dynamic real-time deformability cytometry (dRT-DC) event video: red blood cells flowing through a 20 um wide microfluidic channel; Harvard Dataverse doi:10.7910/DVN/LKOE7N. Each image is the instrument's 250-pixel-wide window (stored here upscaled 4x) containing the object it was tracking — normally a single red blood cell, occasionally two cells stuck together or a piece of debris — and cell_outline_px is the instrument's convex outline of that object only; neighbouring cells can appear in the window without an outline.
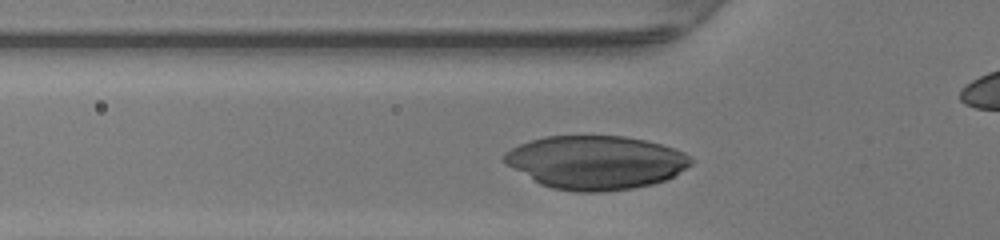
{"species": "human", "species_latin": "Homo sapiens", "temperature_condition": "warm", "stored_images_in_passage": 30, "camera_frame_rate_fps": 3000, "um_per_image_px": 0.085, "donor": {"sex": "female"}, "frame": {"image": 1, "passage_image": 8, "time_ms": 2.333, "image_size_px": [1000, 240], "cell_outline_px": [[696, 160], [692, 164], [668, 180], [652, 184], [632, 188], [600, 192], [580, 192], [552, 188], [540, 184], [508, 164], [504, 160], [504, 152], [520, 144], [544, 136], [624, 136], [644, 140], [660, 144], [684, 152]], "centroid_in_image_um": [50.69, 13.8], "position_along_channel_um": 75.1, "area_um2": 58.03}}
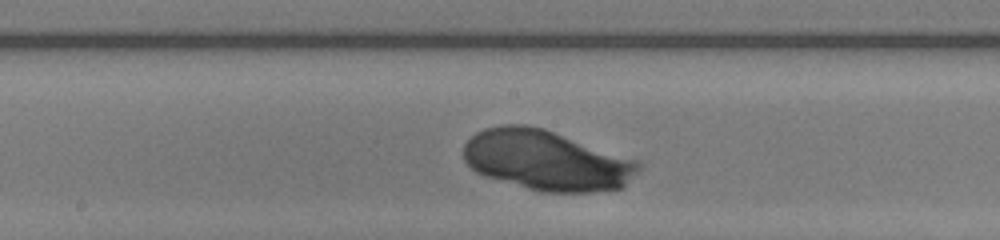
{"frame": {"image": 2, "passage_image": 17, "time_ms": 5.333, "image_size_px": [1000, 240], "cell_outline_px": [[644, 164], [624, 188], [592, 192], [540, 192], [484, 176], [476, 172], [464, 160], [464, 144], [476, 132], [484, 128], [500, 124], [528, 124], [544, 128], [640, 160]], "centroid_in_image_um": [46.49, 13.62], "position_along_channel_um": 201.7, "area_um2": 62.14}}
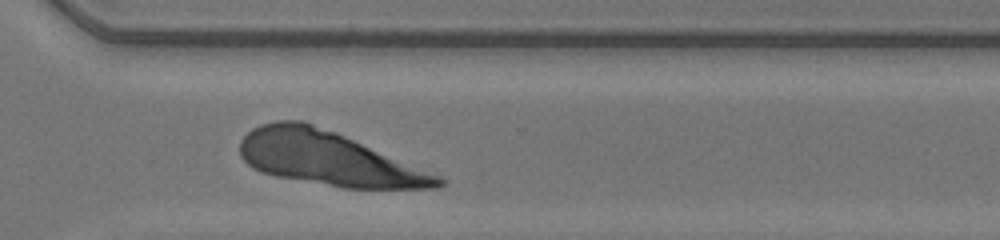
{"frame": {"image": 3, "passage_image": 27, "time_ms": 8.667, "image_size_px": [1000, 240], "cell_outline_px": [[448, 184], [436, 188], [344, 188], [276, 176], [260, 172], [252, 168], [240, 156], [240, 140], [252, 128], [260, 124], [276, 120], [304, 120], [336, 132], [440, 176], [448, 180]], "centroid_in_image_um": [27.87, 13.46], "position_along_channel_um": 342.7, "area_um2": 62.08}}